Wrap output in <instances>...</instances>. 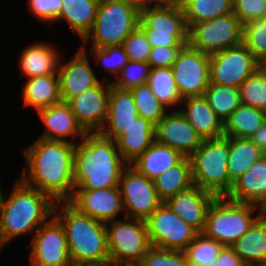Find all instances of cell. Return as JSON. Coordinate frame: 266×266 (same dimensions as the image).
<instances>
[{
    "instance_id": "obj_1",
    "label": "cell",
    "mask_w": 266,
    "mask_h": 266,
    "mask_svg": "<svg viewBox=\"0 0 266 266\" xmlns=\"http://www.w3.org/2000/svg\"><path fill=\"white\" fill-rule=\"evenodd\" d=\"M25 147L27 167L18 177L48 195L55 203L69 201L74 192L76 144L37 138Z\"/></svg>"
},
{
    "instance_id": "obj_2",
    "label": "cell",
    "mask_w": 266,
    "mask_h": 266,
    "mask_svg": "<svg viewBox=\"0 0 266 266\" xmlns=\"http://www.w3.org/2000/svg\"><path fill=\"white\" fill-rule=\"evenodd\" d=\"M128 165L121 156L116 141L99 132L86 133L75 148L74 189L118 187Z\"/></svg>"
},
{
    "instance_id": "obj_3",
    "label": "cell",
    "mask_w": 266,
    "mask_h": 266,
    "mask_svg": "<svg viewBox=\"0 0 266 266\" xmlns=\"http://www.w3.org/2000/svg\"><path fill=\"white\" fill-rule=\"evenodd\" d=\"M18 178V179H17ZM10 195L3 194L0 217V251L21 235L35 233L54 215L55 202L19 177Z\"/></svg>"
},
{
    "instance_id": "obj_4",
    "label": "cell",
    "mask_w": 266,
    "mask_h": 266,
    "mask_svg": "<svg viewBox=\"0 0 266 266\" xmlns=\"http://www.w3.org/2000/svg\"><path fill=\"white\" fill-rule=\"evenodd\" d=\"M54 216L63 225L73 264L110 263L106 223L79 212L68 201L55 203Z\"/></svg>"
},
{
    "instance_id": "obj_5",
    "label": "cell",
    "mask_w": 266,
    "mask_h": 266,
    "mask_svg": "<svg viewBox=\"0 0 266 266\" xmlns=\"http://www.w3.org/2000/svg\"><path fill=\"white\" fill-rule=\"evenodd\" d=\"M264 211L255 204L232 201L226 196L215 197L207 210L202 233L231 247Z\"/></svg>"
},
{
    "instance_id": "obj_6",
    "label": "cell",
    "mask_w": 266,
    "mask_h": 266,
    "mask_svg": "<svg viewBox=\"0 0 266 266\" xmlns=\"http://www.w3.org/2000/svg\"><path fill=\"white\" fill-rule=\"evenodd\" d=\"M229 137L204 140L190 156L194 184L216 197L227 196L233 187L227 163Z\"/></svg>"
},
{
    "instance_id": "obj_7",
    "label": "cell",
    "mask_w": 266,
    "mask_h": 266,
    "mask_svg": "<svg viewBox=\"0 0 266 266\" xmlns=\"http://www.w3.org/2000/svg\"><path fill=\"white\" fill-rule=\"evenodd\" d=\"M139 21L140 12L124 1L100 0L94 25L80 47H85L91 40V48L121 46L125 38L139 26Z\"/></svg>"
},
{
    "instance_id": "obj_8",
    "label": "cell",
    "mask_w": 266,
    "mask_h": 266,
    "mask_svg": "<svg viewBox=\"0 0 266 266\" xmlns=\"http://www.w3.org/2000/svg\"><path fill=\"white\" fill-rule=\"evenodd\" d=\"M110 263L138 266L151 247L146 222L130 217L106 223Z\"/></svg>"
},
{
    "instance_id": "obj_9",
    "label": "cell",
    "mask_w": 266,
    "mask_h": 266,
    "mask_svg": "<svg viewBox=\"0 0 266 266\" xmlns=\"http://www.w3.org/2000/svg\"><path fill=\"white\" fill-rule=\"evenodd\" d=\"M242 43L243 24L234 13L198 22L188 29V45L209 55Z\"/></svg>"
},
{
    "instance_id": "obj_10",
    "label": "cell",
    "mask_w": 266,
    "mask_h": 266,
    "mask_svg": "<svg viewBox=\"0 0 266 266\" xmlns=\"http://www.w3.org/2000/svg\"><path fill=\"white\" fill-rule=\"evenodd\" d=\"M145 222L150 245L157 248L184 251L198 234L164 202Z\"/></svg>"
},
{
    "instance_id": "obj_11",
    "label": "cell",
    "mask_w": 266,
    "mask_h": 266,
    "mask_svg": "<svg viewBox=\"0 0 266 266\" xmlns=\"http://www.w3.org/2000/svg\"><path fill=\"white\" fill-rule=\"evenodd\" d=\"M260 66L244 43L215 52L210 55V83L239 88Z\"/></svg>"
},
{
    "instance_id": "obj_12",
    "label": "cell",
    "mask_w": 266,
    "mask_h": 266,
    "mask_svg": "<svg viewBox=\"0 0 266 266\" xmlns=\"http://www.w3.org/2000/svg\"><path fill=\"white\" fill-rule=\"evenodd\" d=\"M182 98L203 96L210 85V55L185 45L171 67Z\"/></svg>"
},
{
    "instance_id": "obj_13",
    "label": "cell",
    "mask_w": 266,
    "mask_h": 266,
    "mask_svg": "<svg viewBox=\"0 0 266 266\" xmlns=\"http://www.w3.org/2000/svg\"><path fill=\"white\" fill-rule=\"evenodd\" d=\"M125 217L146 220L163 202L159 199L154 181L128 165L120 178Z\"/></svg>"
},
{
    "instance_id": "obj_14",
    "label": "cell",
    "mask_w": 266,
    "mask_h": 266,
    "mask_svg": "<svg viewBox=\"0 0 266 266\" xmlns=\"http://www.w3.org/2000/svg\"><path fill=\"white\" fill-rule=\"evenodd\" d=\"M31 238L28 253L32 266H71L63 225L53 215Z\"/></svg>"
},
{
    "instance_id": "obj_15",
    "label": "cell",
    "mask_w": 266,
    "mask_h": 266,
    "mask_svg": "<svg viewBox=\"0 0 266 266\" xmlns=\"http://www.w3.org/2000/svg\"><path fill=\"white\" fill-rule=\"evenodd\" d=\"M104 82L103 80L67 102L77 123L86 133L99 132L106 122L111 81Z\"/></svg>"
},
{
    "instance_id": "obj_16",
    "label": "cell",
    "mask_w": 266,
    "mask_h": 266,
    "mask_svg": "<svg viewBox=\"0 0 266 266\" xmlns=\"http://www.w3.org/2000/svg\"><path fill=\"white\" fill-rule=\"evenodd\" d=\"M68 202L79 212L104 223L117 220L121 212L125 217L119 186L95 190L74 189L73 196Z\"/></svg>"
},
{
    "instance_id": "obj_17",
    "label": "cell",
    "mask_w": 266,
    "mask_h": 266,
    "mask_svg": "<svg viewBox=\"0 0 266 266\" xmlns=\"http://www.w3.org/2000/svg\"><path fill=\"white\" fill-rule=\"evenodd\" d=\"M155 141L190 157L203 143L202 137L189 124L180 110H170L155 125Z\"/></svg>"
},
{
    "instance_id": "obj_18",
    "label": "cell",
    "mask_w": 266,
    "mask_h": 266,
    "mask_svg": "<svg viewBox=\"0 0 266 266\" xmlns=\"http://www.w3.org/2000/svg\"><path fill=\"white\" fill-rule=\"evenodd\" d=\"M88 55L86 48L79 46L74 57L67 63L61 62L60 58L57 74L62 102H68L101 82L90 64Z\"/></svg>"
},
{
    "instance_id": "obj_19",
    "label": "cell",
    "mask_w": 266,
    "mask_h": 266,
    "mask_svg": "<svg viewBox=\"0 0 266 266\" xmlns=\"http://www.w3.org/2000/svg\"><path fill=\"white\" fill-rule=\"evenodd\" d=\"M215 195L196 184L178 192L164 203L198 233L205 227L206 214Z\"/></svg>"
},
{
    "instance_id": "obj_20",
    "label": "cell",
    "mask_w": 266,
    "mask_h": 266,
    "mask_svg": "<svg viewBox=\"0 0 266 266\" xmlns=\"http://www.w3.org/2000/svg\"><path fill=\"white\" fill-rule=\"evenodd\" d=\"M36 112L45 125L43 133L38 138L67 141L77 144L86 134L77 123L70 105L67 102L61 101L55 105L39 109ZM77 138H79V141H76Z\"/></svg>"
},
{
    "instance_id": "obj_21",
    "label": "cell",
    "mask_w": 266,
    "mask_h": 266,
    "mask_svg": "<svg viewBox=\"0 0 266 266\" xmlns=\"http://www.w3.org/2000/svg\"><path fill=\"white\" fill-rule=\"evenodd\" d=\"M138 117L131 90L119 89L111 84L107 119L99 133L116 141Z\"/></svg>"
},
{
    "instance_id": "obj_22",
    "label": "cell",
    "mask_w": 266,
    "mask_h": 266,
    "mask_svg": "<svg viewBox=\"0 0 266 266\" xmlns=\"http://www.w3.org/2000/svg\"><path fill=\"white\" fill-rule=\"evenodd\" d=\"M226 197L258 205L266 211V154L234 182Z\"/></svg>"
},
{
    "instance_id": "obj_23",
    "label": "cell",
    "mask_w": 266,
    "mask_h": 266,
    "mask_svg": "<svg viewBox=\"0 0 266 266\" xmlns=\"http://www.w3.org/2000/svg\"><path fill=\"white\" fill-rule=\"evenodd\" d=\"M181 107L178 109L203 140L223 136V122L216 116L204 96L182 98Z\"/></svg>"
},
{
    "instance_id": "obj_24",
    "label": "cell",
    "mask_w": 266,
    "mask_h": 266,
    "mask_svg": "<svg viewBox=\"0 0 266 266\" xmlns=\"http://www.w3.org/2000/svg\"><path fill=\"white\" fill-rule=\"evenodd\" d=\"M54 46L46 42L26 46L18 58L21 73L26 78L57 74L60 58L63 57Z\"/></svg>"
},
{
    "instance_id": "obj_25",
    "label": "cell",
    "mask_w": 266,
    "mask_h": 266,
    "mask_svg": "<svg viewBox=\"0 0 266 266\" xmlns=\"http://www.w3.org/2000/svg\"><path fill=\"white\" fill-rule=\"evenodd\" d=\"M140 29H153V33L188 34L181 6H150L140 12Z\"/></svg>"
},
{
    "instance_id": "obj_26",
    "label": "cell",
    "mask_w": 266,
    "mask_h": 266,
    "mask_svg": "<svg viewBox=\"0 0 266 266\" xmlns=\"http://www.w3.org/2000/svg\"><path fill=\"white\" fill-rule=\"evenodd\" d=\"M22 89L23 106L35 111L61 102L58 74L26 78Z\"/></svg>"
},
{
    "instance_id": "obj_27",
    "label": "cell",
    "mask_w": 266,
    "mask_h": 266,
    "mask_svg": "<svg viewBox=\"0 0 266 266\" xmlns=\"http://www.w3.org/2000/svg\"><path fill=\"white\" fill-rule=\"evenodd\" d=\"M184 156L175 149L154 141L130 165L150 180L176 165Z\"/></svg>"
},
{
    "instance_id": "obj_28",
    "label": "cell",
    "mask_w": 266,
    "mask_h": 266,
    "mask_svg": "<svg viewBox=\"0 0 266 266\" xmlns=\"http://www.w3.org/2000/svg\"><path fill=\"white\" fill-rule=\"evenodd\" d=\"M154 131V124L138 117L127 131L116 140L121 156L129 165L155 141Z\"/></svg>"
},
{
    "instance_id": "obj_29",
    "label": "cell",
    "mask_w": 266,
    "mask_h": 266,
    "mask_svg": "<svg viewBox=\"0 0 266 266\" xmlns=\"http://www.w3.org/2000/svg\"><path fill=\"white\" fill-rule=\"evenodd\" d=\"M231 247L245 264L266 261V211Z\"/></svg>"
},
{
    "instance_id": "obj_30",
    "label": "cell",
    "mask_w": 266,
    "mask_h": 266,
    "mask_svg": "<svg viewBox=\"0 0 266 266\" xmlns=\"http://www.w3.org/2000/svg\"><path fill=\"white\" fill-rule=\"evenodd\" d=\"M99 1L61 0V13L56 22L65 20L72 32L79 35L82 41L94 25Z\"/></svg>"
},
{
    "instance_id": "obj_31",
    "label": "cell",
    "mask_w": 266,
    "mask_h": 266,
    "mask_svg": "<svg viewBox=\"0 0 266 266\" xmlns=\"http://www.w3.org/2000/svg\"><path fill=\"white\" fill-rule=\"evenodd\" d=\"M157 195L162 202L194 184L190 157H183L154 180Z\"/></svg>"
},
{
    "instance_id": "obj_32",
    "label": "cell",
    "mask_w": 266,
    "mask_h": 266,
    "mask_svg": "<svg viewBox=\"0 0 266 266\" xmlns=\"http://www.w3.org/2000/svg\"><path fill=\"white\" fill-rule=\"evenodd\" d=\"M266 121V111L241 103L223 123V136L251 138Z\"/></svg>"
},
{
    "instance_id": "obj_33",
    "label": "cell",
    "mask_w": 266,
    "mask_h": 266,
    "mask_svg": "<svg viewBox=\"0 0 266 266\" xmlns=\"http://www.w3.org/2000/svg\"><path fill=\"white\" fill-rule=\"evenodd\" d=\"M264 155L249 138L229 137L227 168L230 180L234 183Z\"/></svg>"
},
{
    "instance_id": "obj_34",
    "label": "cell",
    "mask_w": 266,
    "mask_h": 266,
    "mask_svg": "<svg viewBox=\"0 0 266 266\" xmlns=\"http://www.w3.org/2000/svg\"><path fill=\"white\" fill-rule=\"evenodd\" d=\"M147 84L166 108L179 110L177 107L181 106L182 97L176 88L172 68H151Z\"/></svg>"
},
{
    "instance_id": "obj_35",
    "label": "cell",
    "mask_w": 266,
    "mask_h": 266,
    "mask_svg": "<svg viewBox=\"0 0 266 266\" xmlns=\"http://www.w3.org/2000/svg\"><path fill=\"white\" fill-rule=\"evenodd\" d=\"M182 8L189 29L198 22L233 13V0H189Z\"/></svg>"
},
{
    "instance_id": "obj_36",
    "label": "cell",
    "mask_w": 266,
    "mask_h": 266,
    "mask_svg": "<svg viewBox=\"0 0 266 266\" xmlns=\"http://www.w3.org/2000/svg\"><path fill=\"white\" fill-rule=\"evenodd\" d=\"M203 96L223 123L241 104L238 87L210 83Z\"/></svg>"
},
{
    "instance_id": "obj_37",
    "label": "cell",
    "mask_w": 266,
    "mask_h": 266,
    "mask_svg": "<svg viewBox=\"0 0 266 266\" xmlns=\"http://www.w3.org/2000/svg\"><path fill=\"white\" fill-rule=\"evenodd\" d=\"M224 246L216 240L198 233L184 250L190 266H210Z\"/></svg>"
},
{
    "instance_id": "obj_38",
    "label": "cell",
    "mask_w": 266,
    "mask_h": 266,
    "mask_svg": "<svg viewBox=\"0 0 266 266\" xmlns=\"http://www.w3.org/2000/svg\"><path fill=\"white\" fill-rule=\"evenodd\" d=\"M241 103L266 111V65H261L240 85Z\"/></svg>"
},
{
    "instance_id": "obj_39",
    "label": "cell",
    "mask_w": 266,
    "mask_h": 266,
    "mask_svg": "<svg viewBox=\"0 0 266 266\" xmlns=\"http://www.w3.org/2000/svg\"><path fill=\"white\" fill-rule=\"evenodd\" d=\"M134 102L139 114L156 125L169 111L154 95L149 85L141 84L131 89Z\"/></svg>"
},
{
    "instance_id": "obj_40",
    "label": "cell",
    "mask_w": 266,
    "mask_h": 266,
    "mask_svg": "<svg viewBox=\"0 0 266 266\" xmlns=\"http://www.w3.org/2000/svg\"><path fill=\"white\" fill-rule=\"evenodd\" d=\"M243 43L261 65H266V22L264 20L243 25Z\"/></svg>"
},
{
    "instance_id": "obj_41",
    "label": "cell",
    "mask_w": 266,
    "mask_h": 266,
    "mask_svg": "<svg viewBox=\"0 0 266 266\" xmlns=\"http://www.w3.org/2000/svg\"><path fill=\"white\" fill-rule=\"evenodd\" d=\"M150 69L148 63L128 61L117 78H113L111 84L119 89L131 90L134 87L147 83Z\"/></svg>"
},
{
    "instance_id": "obj_42",
    "label": "cell",
    "mask_w": 266,
    "mask_h": 266,
    "mask_svg": "<svg viewBox=\"0 0 266 266\" xmlns=\"http://www.w3.org/2000/svg\"><path fill=\"white\" fill-rule=\"evenodd\" d=\"M89 52H92L95 62H98L97 65L100 63L105 73L113 74V76L116 74V77L129 61L122 46L91 48Z\"/></svg>"
},
{
    "instance_id": "obj_43",
    "label": "cell",
    "mask_w": 266,
    "mask_h": 266,
    "mask_svg": "<svg viewBox=\"0 0 266 266\" xmlns=\"http://www.w3.org/2000/svg\"><path fill=\"white\" fill-rule=\"evenodd\" d=\"M138 266H190L184 251L151 246Z\"/></svg>"
},
{
    "instance_id": "obj_44",
    "label": "cell",
    "mask_w": 266,
    "mask_h": 266,
    "mask_svg": "<svg viewBox=\"0 0 266 266\" xmlns=\"http://www.w3.org/2000/svg\"><path fill=\"white\" fill-rule=\"evenodd\" d=\"M121 46L129 61L148 63L152 47L139 27L125 38Z\"/></svg>"
},
{
    "instance_id": "obj_45",
    "label": "cell",
    "mask_w": 266,
    "mask_h": 266,
    "mask_svg": "<svg viewBox=\"0 0 266 266\" xmlns=\"http://www.w3.org/2000/svg\"><path fill=\"white\" fill-rule=\"evenodd\" d=\"M233 13L243 25L263 20L266 15V0H233Z\"/></svg>"
},
{
    "instance_id": "obj_46",
    "label": "cell",
    "mask_w": 266,
    "mask_h": 266,
    "mask_svg": "<svg viewBox=\"0 0 266 266\" xmlns=\"http://www.w3.org/2000/svg\"><path fill=\"white\" fill-rule=\"evenodd\" d=\"M30 13L43 22H56L60 16L61 0H27Z\"/></svg>"
},
{
    "instance_id": "obj_47",
    "label": "cell",
    "mask_w": 266,
    "mask_h": 266,
    "mask_svg": "<svg viewBox=\"0 0 266 266\" xmlns=\"http://www.w3.org/2000/svg\"><path fill=\"white\" fill-rule=\"evenodd\" d=\"M183 47H152L148 64L150 68H171Z\"/></svg>"
},
{
    "instance_id": "obj_48",
    "label": "cell",
    "mask_w": 266,
    "mask_h": 266,
    "mask_svg": "<svg viewBox=\"0 0 266 266\" xmlns=\"http://www.w3.org/2000/svg\"><path fill=\"white\" fill-rule=\"evenodd\" d=\"M151 47H184L188 45V34L153 33V29H141Z\"/></svg>"
},
{
    "instance_id": "obj_49",
    "label": "cell",
    "mask_w": 266,
    "mask_h": 266,
    "mask_svg": "<svg viewBox=\"0 0 266 266\" xmlns=\"http://www.w3.org/2000/svg\"><path fill=\"white\" fill-rule=\"evenodd\" d=\"M245 263L235 253L234 249L229 246H224L220 251L216 261L210 266H244Z\"/></svg>"
},
{
    "instance_id": "obj_50",
    "label": "cell",
    "mask_w": 266,
    "mask_h": 266,
    "mask_svg": "<svg viewBox=\"0 0 266 266\" xmlns=\"http://www.w3.org/2000/svg\"><path fill=\"white\" fill-rule=\"evenodd\" d=\"M263 153L266 154V121L249 138Z\"/></svg>"
},
{
    "instance_id": "obj_51",
    "label": "cell",
    "mask_w": 266,
    "mask_h": 266,
    "mask_svg": "<svg viewBox=\"0 0 266 266\" xmlns=\"http://www.w3.org/2000/svg\"><path fill=\"white\" fill-rule=\"evenodd\" d=\"M130 6L136 8L139 12L151 6V0H122Z\"/></svg>"
},
{
    "instance_id": "obj_52",
    "label": "cell",
    "mask_w": 266,
    "mask_h": 266,
    "mask_svg": "<svg viewBox=\"0 0 266 266\" xmlns=\"http://www.w3.org/2000/svg\"><path fill=\"white\" fill-rule=\"evenodd\" d=\"M151 6L179 7L180 6V0H151Z\"/></svg>"
},
{
    "instance_id": "obj_53",
    "label": "cell",
    "mask_w": 266,
    "mask_h": 266,
    "mask_svg": "<svg viewBox=\"0 0 266 266\" xmlns=\"http://www.w3.org/2000/svg\"><path fill=\"white\" fill-rule=\"evenodd\" d=\"M244 266H266V261L265 262L247 263Z\"/></svg>"
},
{
    "instance_id": "obj_54",
    "label": "cell",
    "mask_w": 266,
    "mask_h": 266,
    "mask_svg": "<svg viewBox=\"0 0 266 266\" xmlns=\"http://www.w3.org/2000/svg\"><path fill=\"white\" fill-rule=\"evenodd\" d=\"M71 266H106V265H90V264H73Z\"/></svg>"
},
{
    "instance_id": "obj_55",
    "label": "cell",
    "mask_w": 266,
    "mask_h": 266,
    "mask_svg": "<svg viewBox=\"0 0 266 266\" xmlns=\"http://www.w3.org/2000/svg\"><path fill=\"white\" fill-rule=\"evenodd\" d=\"M1 188V187H0ZM3 192L0 189V217H1V206H2Z\"/></svg>"
},
{
    "instance_id": "obj_56",
    "label": "cell",
    "mask_w": 266,
    "mask_h": 266,
    "mask_svg": "<svg viewBox=\"0 0 266 266\" xmlns=\"http://www.w3.org/2000/svg\"><path fill=\"white\" fill-rule=\"evenodd\" d=\"M189 0H180V6L183 7Z\"/></svg>"
},
{
    "instance_id": "obj_57",
    "label": "cell",
    "mask_w": 266,
    "mask_h": 266,
    "mask_svg": "<svg viewBox=\"0 0 266 266\" xmlns=\"http://www.w3.org/2000/svg\"><path fill=\"white\" fill-rule=\"evenodd\" d=\"M106 266H130V265H114V264L109 263V264L106 265Z\"/></svg>"
}]
</instances>
